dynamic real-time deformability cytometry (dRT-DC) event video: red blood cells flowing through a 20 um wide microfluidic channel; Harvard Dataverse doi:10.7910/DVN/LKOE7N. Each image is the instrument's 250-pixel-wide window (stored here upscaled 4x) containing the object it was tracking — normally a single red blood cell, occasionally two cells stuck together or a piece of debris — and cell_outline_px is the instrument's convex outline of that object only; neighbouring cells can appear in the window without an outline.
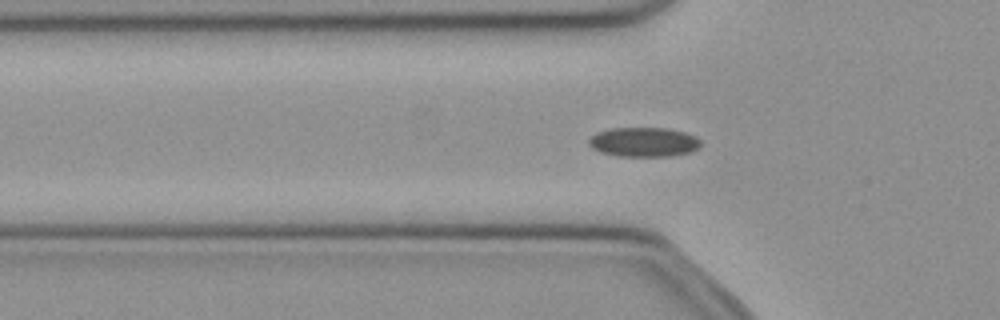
{"species": "common noctule bat (a hibernating species)", "species_latin": "Nyctalus noctula", "temperature_condition": "cold", "stored_images_in_passage": 53, "camera_frame_rate_fps": 3000, "um_per_image_px": 0.085, "animal": {"sex": "female", "body_mass_g": 21.9}, "frame": {"image": 1, "passage_image": 17, "time_ms": 5.333, "image_size_px": [1000, 320], "cell_outline_px": [[700, 148], [692, 152], [672, 156], [616, 156], [600, 152], [592, 148], [588, 144], [588, 140], [596, 132], [608, 128], [668, 128], [684, 132], [696, 136], [700, 140]], "centroid_in_image_um": [54.72, 12.07], "position_along_channel_um": 71.1, "area_um2": 19.48}}
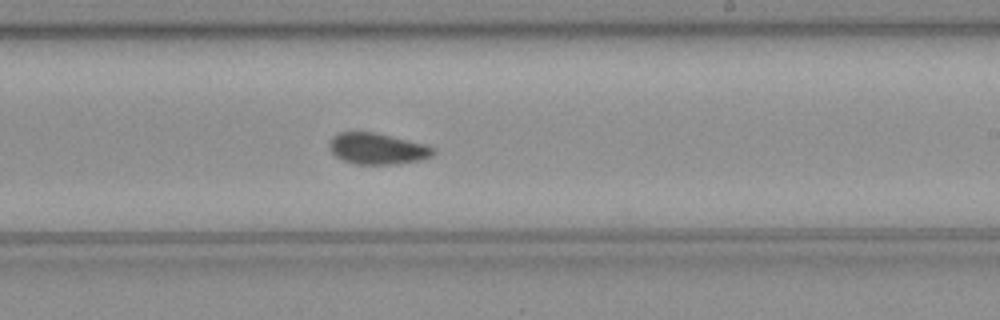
{"frame": {"image": 2, "passage_image": 31, "time_ms": 10.0, "image_size_px": [1000, 320], "cell_outline_px": [[436, 152], [432, 156], [420, 160], [392, 164], [356, 164], [344, 160], [336, 156], [328, 148], [328, 144], [332, 136], [340, 132], [376, 132], [424, 144], [436, 148]], "centroid_in_image_um": [32.07, 12.63], "position_along_channel_um": 256.9, "area_um2": 18.9}}
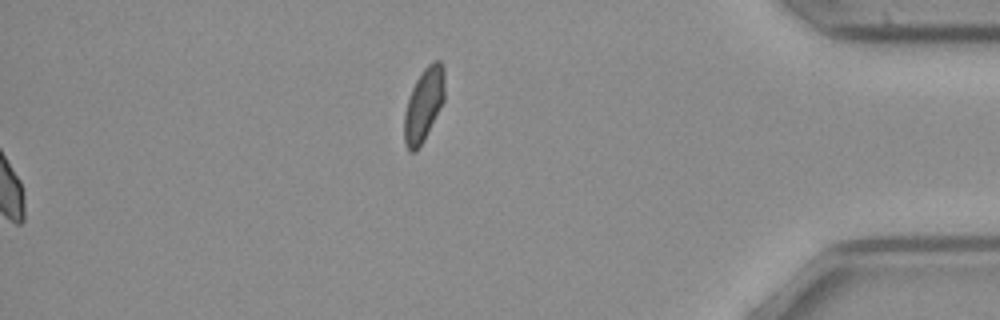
{"frame": {"image": 3, "passage_image": 53, "time_ms": 17.333, "image_size_px": [1000, 320], "cell_outline_px": [[444, 100], [420, 148], [416, 152], [408, 152], [404, 144], [404, 112], [412, 88], [416, 80], [424, 68], [432, 60], [440, 60], [444, 68]], "centroid_in_image_um": [36.0, 8.92], "position_along_channel_um": 399.2, "area_um2": 17.4}, "authors_computed_cell_mechanics": {"area_um2": 18.8428, "velocity_mm_per_s": 3.9669, "shape_relaxation_time_tau1_ms": 8.1902, "shape_relaxation_time_tau2_ms": 3.9034, "deformation_change_tau1": 0.0904, "deformation_change_tau2": 0.0609}}